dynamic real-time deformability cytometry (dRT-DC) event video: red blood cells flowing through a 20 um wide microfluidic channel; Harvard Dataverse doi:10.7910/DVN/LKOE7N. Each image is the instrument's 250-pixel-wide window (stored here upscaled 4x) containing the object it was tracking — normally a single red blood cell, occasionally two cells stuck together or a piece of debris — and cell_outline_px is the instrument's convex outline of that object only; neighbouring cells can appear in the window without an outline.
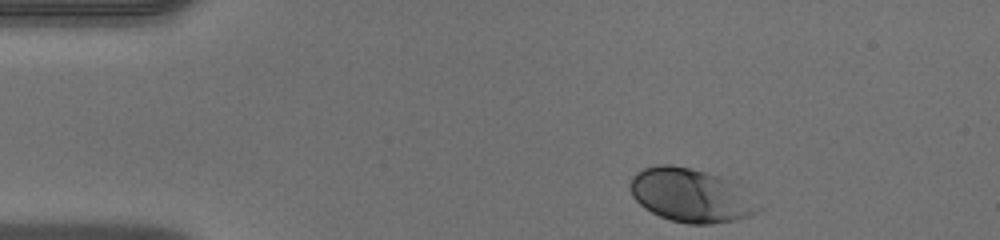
{"species": "human", "species_latin": "Homo sapiens", "temperature_condition": "warm", "stored_images_in_passage": 35, "camera_frame_rate_fps": 3000, "um_per_image_px": 0.085, "donor": {"sex": "male"}, "frame": {"image": 1, "passage_image": 1, "time_ms": 0.0, "image_size_px": [1000, 240], "cell_outline_px": [[764, 208], [748, 216], [736, 220], [712, 224], [688, 224], [672, 220], [660, 216], [644, 208], [632, 196], [628, 184], [632, 176], [636, 172], [644, 168], [656, 164], [668, 164], [692, 168], [720, 176], [740, 184]], "centroid_in_image_um": [58.74, 16.59], "position_along_channel_um": 26.3, "area_um2": 40.58}}
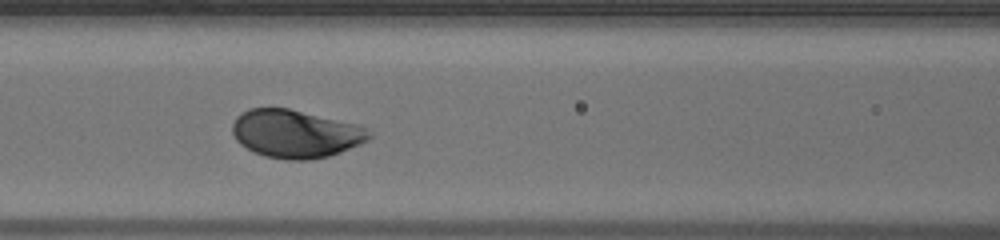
{"frame": {"image": 2, "passage_image": 14, "time_ms": 4.333, "image_size_px": [1000, 240], "cell_outline_px": [[372, 136], [368, 140], [360, 144], [340, 152], [328, 156], [312, 160], [288, 160], [264, 156], [240, 144], [236, 140], [232, 132], [232, 124], [236, 116], [248, 108], [288, 108], [356, 124], [372, 132]], "centroid_in_image_um": [25.1, 11.37], "position_along_channel_um": 141.5, "area_um2": 38.21}}
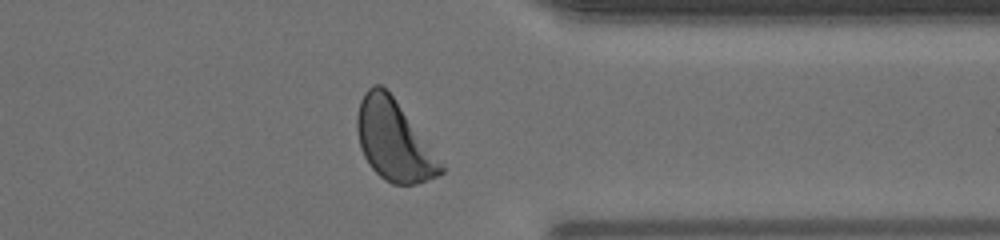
{"frame": {"image": 3, "passage_image": 31, "time_ms": 10.0, "image_size_px": [1000, 240], "cell_outline_px": [[444, 172], [436, 176], [416, 184], [392, 184], [384, 180], [368, 164], [360, 148], [356, 128], [356, 116], [360, 100], [364, 92], [372, 84], [380, 84], [392, 96], [444, 164]], "centroid_in_image_um": [33.45, 11.95], "position_along_channel_um": 378.0, "area_um2": 38.9}}